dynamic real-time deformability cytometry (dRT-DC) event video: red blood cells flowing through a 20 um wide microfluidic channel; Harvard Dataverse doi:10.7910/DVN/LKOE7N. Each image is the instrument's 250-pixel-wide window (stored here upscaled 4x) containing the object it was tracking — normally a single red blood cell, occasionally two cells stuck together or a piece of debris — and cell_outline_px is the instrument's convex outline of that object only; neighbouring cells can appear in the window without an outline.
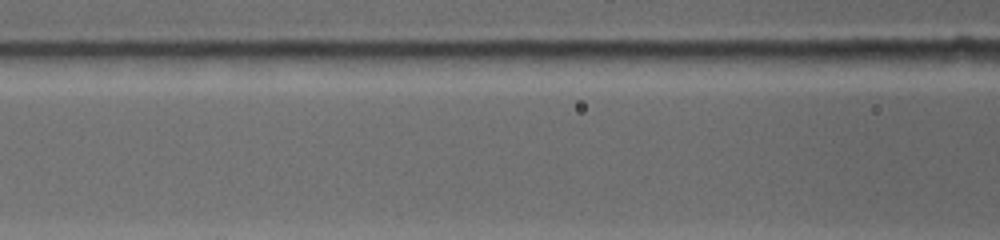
{"species": "common noctule bat (a hibernating species)", "species_latin": "Nyctalus noctula", "temperature_condition": "warm", "stored_images_in_passage": 4, "segment_of_instrument_passage": [2, 2], "camera_frame_rate_fps": 4500, "um_per_image_px": 0.085, "animal": {"sex": "female", "body_mass_g": 19.0, "forearm_length_mm": 53.3}, "frame": {"image": 1, "passage_image": 4, "time_ms": 3.111, "image_size_px": [1000, 240], "cell_outline_px": [[440, 220], [424, 224], [304, 224], [296, 220], [300, 216], [308, 212], [432, 212], [440, 216]], "centroid_in_image_um": [31.31, 18.53], "position_along_channel_um": 135.3, "area_um2": 11.73}}